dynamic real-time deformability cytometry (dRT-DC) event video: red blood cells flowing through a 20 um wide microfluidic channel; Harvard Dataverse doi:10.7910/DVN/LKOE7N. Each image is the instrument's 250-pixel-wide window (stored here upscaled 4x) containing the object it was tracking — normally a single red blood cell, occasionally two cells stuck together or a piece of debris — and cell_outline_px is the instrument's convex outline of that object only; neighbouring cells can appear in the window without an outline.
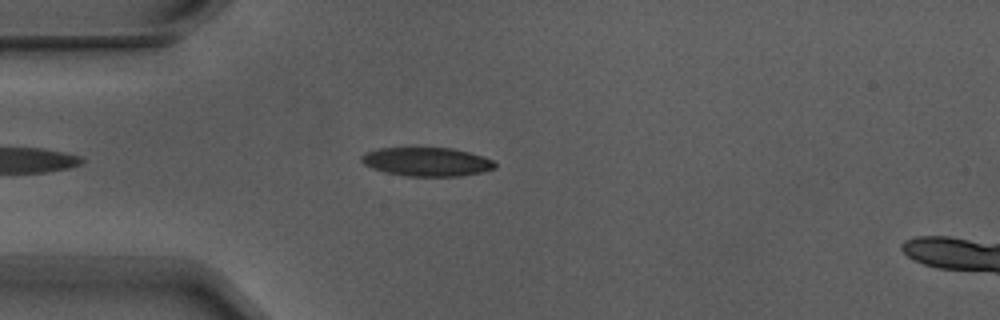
{"species": "Egyptian fruit bat (a non-hibernating species)", "species_latin": "Rousettus aegyptiacus", "temperature_condition": "warm", "stored_images_in_passage": 5, "camera_frame_rate_fps": 3000, "um_per_image_px": 0.085, "animal": {"sex": "male"}, "frame": {"image": 1, "passage_image": 4, "time_ms": 1.0, "image_size_px": [1000, 320], "cell_outline_px": [[496, 168], [480, 172], [460, 176], [404, 176], [384, 172], [372, 168], [364, 164], [360, 160], [360, 156], [376, 148], [452, 148], [484, 156], [492, 160], [496, 164]], "centroid_in_image_um": [36.26, 13.75], "position_along_channel_um": 48.7, "area_um2": 22.37}}